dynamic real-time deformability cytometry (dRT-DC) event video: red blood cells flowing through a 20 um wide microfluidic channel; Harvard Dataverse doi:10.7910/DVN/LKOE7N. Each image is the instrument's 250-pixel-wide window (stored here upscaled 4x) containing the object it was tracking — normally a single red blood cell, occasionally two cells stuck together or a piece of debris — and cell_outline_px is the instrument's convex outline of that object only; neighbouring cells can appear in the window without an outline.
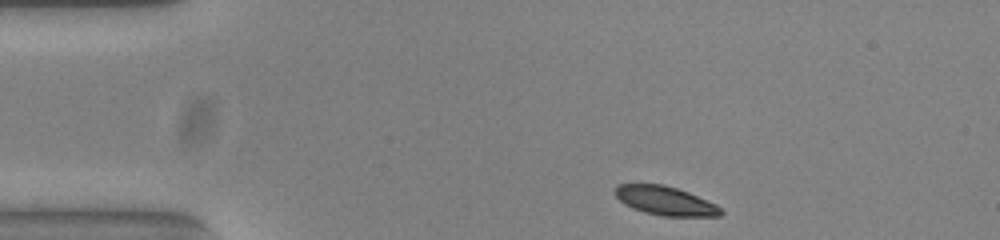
{"species": "common noctule bat (a hibernating species)", "species_latin": "Nyctalus noctula", "temperature_condition": "warm", "stored_images_in_passage": 45, "camera_frame_rate_fps": 3000, "um_per_image_px": 0.085, "animal": {"sex": "female", "body_mass_g": 23.0, "forearm_length_mm": 53.4}, "frame": {"image": 1, "passage_image": 1, "time_ms": 0.0, "image_size_px": [1000, 240], "cell_outline_px": [[724, 212], [720, 216], [660, 216], [644, 212], [632, 208], [624, 204], [612, 192], [616, 184], [664, 184], [688, 192], [716, 204]], "centroid_in_image_um": [56.51, 17.06], "position_along_channel_um": 28.5, "area_um2": 17.92}}
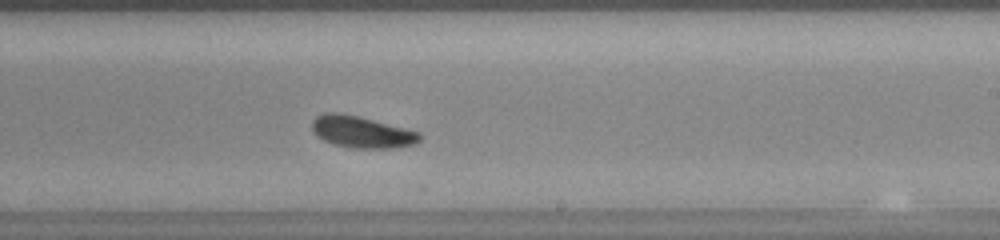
{"frame": {"image": 2, "passage_image": 24, "time_ms": 7.667, "image_size_px": [1000, 240], "cell_outline_px": [[420, 140], [416, 144], [400, 148], [352, 148], [332, 144], [324, 140], [312, 132], [312, 120], [316, 116], [324, 112], [340, 112], [372, 120], [416, 132], [420, 136]], "centroid_in_image_um": [30.68, 11.23], "position_along_channel_um": 258.3, "area_um2": 19.71}}
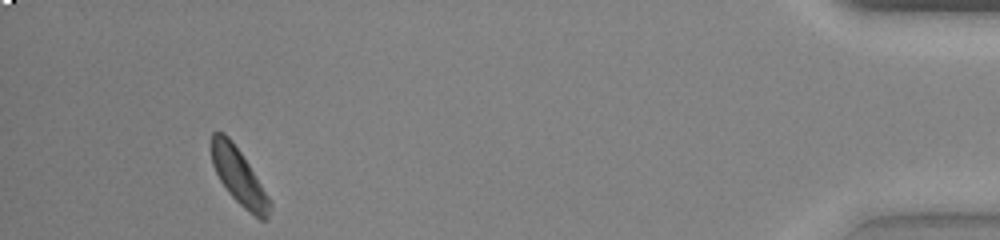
{"frame": {"image": 3, "passage_image": 42, "time_ms": 13.667, "image_size_px": [1000, 240], "cell_outline_px": [[272, 204], [268, 216], [264, 220], [260, 220], [244, 208], [228, 192], [220, 180], [212, 164], [212, 132], [224, 132], [232, 140], [248, 164], [268, 196]], "centroid_in_image_um": [20.3, 15.01], "position_along_channel_um": 414.9, "area_um2": 18.61}, "authors_computed_cell_mechanics": {"area_um2": 19.3052, "velocity_mm_per_s": 3.789, "shape_relaxation_time_tau1_ms": 2.8733, "shape_relaxation_time_tau2_ms": null, "deformation_change_tau1": 0.0935, "deformation_change_tau2": null}}